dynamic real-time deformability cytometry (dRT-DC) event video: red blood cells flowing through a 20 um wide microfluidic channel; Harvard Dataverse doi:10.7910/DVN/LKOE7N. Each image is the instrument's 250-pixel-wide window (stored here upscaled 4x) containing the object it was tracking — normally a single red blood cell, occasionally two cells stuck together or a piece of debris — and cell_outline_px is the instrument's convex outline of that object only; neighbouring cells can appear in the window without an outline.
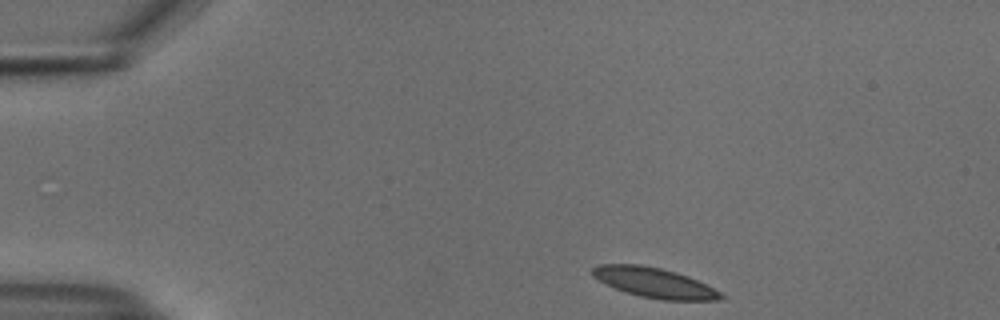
{"species": "common noctule bat (a hibernating species)", "species_latin": "Nyctalus noctula", "temperature_condition": "cold", "stored_images_in_passage": 46, "camera_frame_rate_fps": 3000, "um_per_image_px": 0.085, "animal": {"sex": "male", "body_mass_g": 18.8}, "frame": {"image": 1, "passage_image": 1, "time_ms": 0.0, "image_size_px": [1000, 320], "cell_outline_px": [[724, 300], [660, 300], [640, 296], [624, 292], [604, 284], [592, 276], [592, 268], [600, 264], [640, 264], [660, 268], [676, 272], [688, 276], [720, 292], [724, 296]], "centroid_in_image_um": [55.58, 24.03], "position_along_channel_um": 29.4, "area_um2": 22.43}}
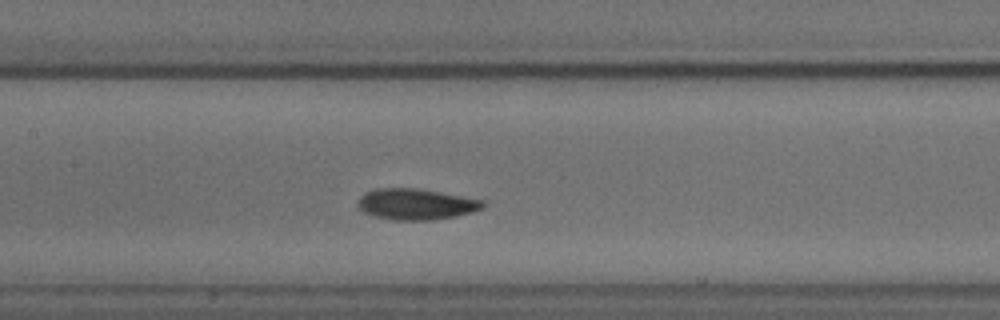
{"frame": {"image": 2, "passage_image": 18, "time_ms": 5.667, "image_size_px": [1000, 320], "cell_outline_px": [[484, 208], [472, 212], [456, 216], [432, 220], [392, 220], [372, 216], [364, 212], [356, 204], [356, 200], [364, 192], [376, 188], [416, 188], [440, 192], [484, 200]], "centroid_in_image_um": [35.32, 17.35], "position_along_channel_um": 172.1, "area_um2": 22.83}}
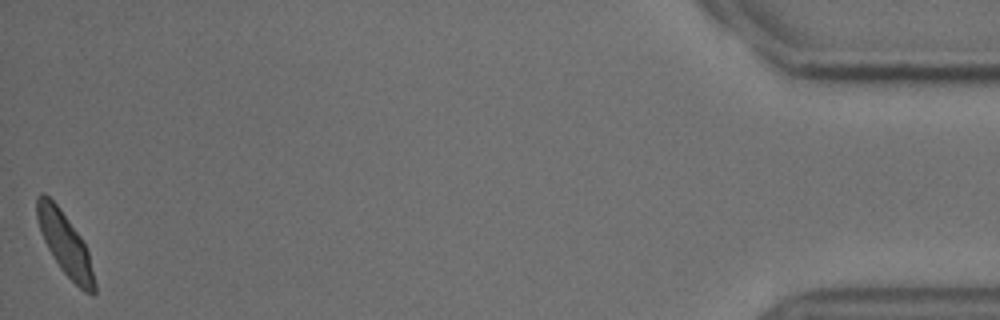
{"frame": {"image": 3, "passage_image": 46, "time_ms": 15.0, "image_size_px": [1000, 320], "cell_outline_px": [[96, 292], [92, 296], [84, 292], [60, 268], [52, 256], [44, 240], [36, 216], [36, 196], [40, 192], [44, 192], [60, 208], [80, 236], [88, 252], [96, 284]], "centroid_in_image_um": [5.53, 20.73], "position_along_channel_um": 429.7, "area_um2": 20.75}, "authors_computed_cell_mechanics": {"area_um2": 22.3108, "velocity_mm_per_s": 3.6988, "shape_relaxation_time_tau1_ms": 2.6693, "shape_relaxation_time_tau2_ms": 0.8954, "deformation_change_tau1": 0.0904, "deformation_change_tau2": 0.0313}}